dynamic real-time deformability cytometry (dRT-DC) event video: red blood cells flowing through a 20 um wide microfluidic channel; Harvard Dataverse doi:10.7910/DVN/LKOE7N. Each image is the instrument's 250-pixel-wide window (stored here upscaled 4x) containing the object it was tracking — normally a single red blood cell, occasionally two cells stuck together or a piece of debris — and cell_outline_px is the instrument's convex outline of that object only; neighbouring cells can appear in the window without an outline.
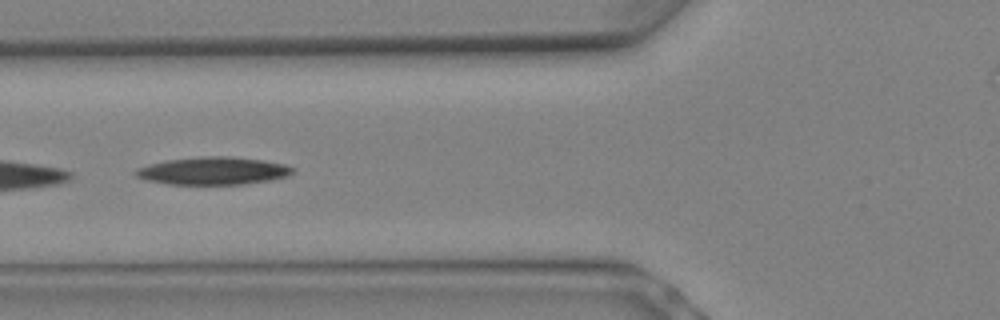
{"species": "Egyptian fruit bat (a non-hibernating species)", "species_latin": "Rousettus aegyptiacus", "temperature_condition": "warm", "stored_images_in_passage": 6, "camera_frame_rate_fps": 3000, "um_per_image_px": 0.085, "animal": {"sex": "female"}, "frame": {"image": 1, "passage_image": 5, "time_ms": 1.333, "image_size_px": [1000, 320], "cell_outline_px": [[296, 172], [288, 176], [268, 180], [244, 184], [168, 184], [144, 180], [136, 176], [132, 172], [136, 168], [148, 164], [168, 160], [200, 156], [232, 156], [264, 160], [284, 164], [296, 168]], "centroid_in_image_um": [18.11, 14.51], "position_along_channel_um": 107.7, "area_um2": 25.61}}